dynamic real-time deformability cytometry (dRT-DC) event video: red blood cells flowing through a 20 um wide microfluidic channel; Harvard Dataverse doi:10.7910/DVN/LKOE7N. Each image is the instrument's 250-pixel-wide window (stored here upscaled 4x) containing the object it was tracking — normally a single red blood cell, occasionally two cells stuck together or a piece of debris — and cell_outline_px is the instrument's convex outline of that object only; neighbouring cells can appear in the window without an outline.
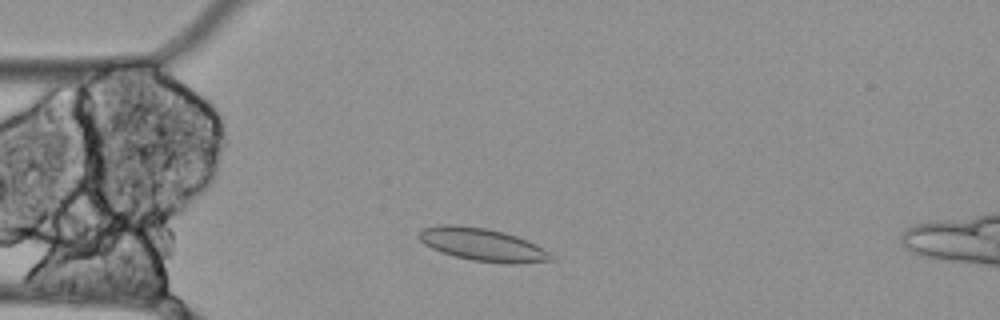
{"species": "Egyptian fruit bat (a non-hibernating species)", "species_latin": "Rousettus aegyptiacus", "temperature_condition": "cold", "stored_images_in_passage": 5, "camera_frame_rate_fps": 3000, "um_per_image_px": 0.085, "animal": {"sex": "female"}, "frame": {"image": 1, "passage_image": 2, "time_ms": 0.333, "image_size_px": [1000, 320], "cell_outline_px": [[556, 260], [520, 264], [504, 264], [472, 260], [440, 252], [424, 244], [416, 236], [416, 232], [424, 228], [440, 224], [456, 224], [488, 228], [504, 232], [516, 236], [536, 244], [544, 248]], "centroid_in_image_um": [41.0, 20.79], "position_along_channel_um": 44.0, "area_um2": 25.61}}
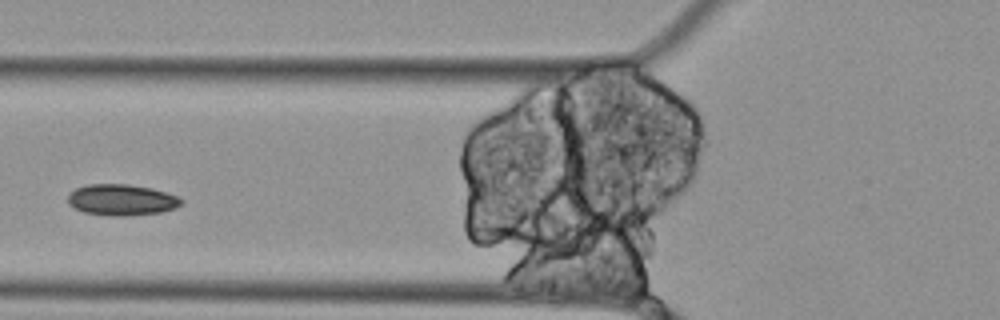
{"frame": {"image": 2, "passage_image": 4, "time_ms": 1.0, "image_size_px": [1000, 320], "cell_outline_px": [[184, 200], [176, 208], [160, 212], [124, 216], [112, 216], [84, 212], [68, 204], [68, 196], [76, 188], [88, 184], [128, 184], [152, 188], [180, 196]], "centroid_in_image_um": [10.37, 16.98], "position_along_channel_um": 115.4, "area_um2": 20.58}}
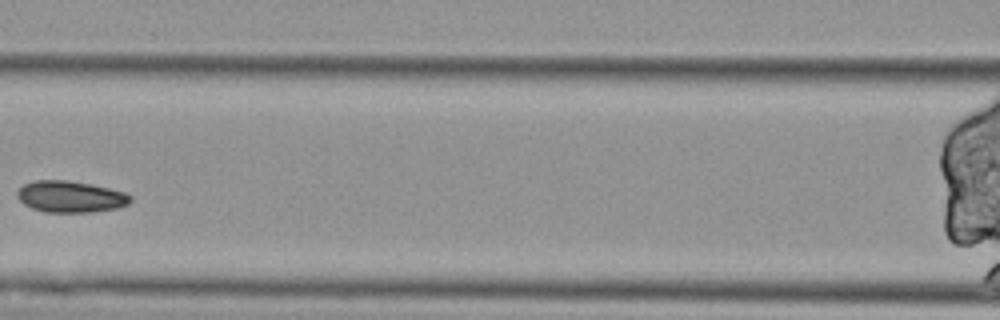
{"frame": {"image": 3, "passage_image": 5, "time_ms": 1.333, "image_size_px": [1000, 320], "cell_outline_px": [[132, 200], [128, 204], [116, 208], [92, 212], [44, 212], [32, 208], [24, 204], [16, 196], [16, 192], [24, 184], [32, 180], [68, 180], [92, 184], [124, 192], [132, 196]], "centroid_in_image_um": [5.98, 16.71], "position_along_channel_um": 160.6, "area_um2": 20.87}}